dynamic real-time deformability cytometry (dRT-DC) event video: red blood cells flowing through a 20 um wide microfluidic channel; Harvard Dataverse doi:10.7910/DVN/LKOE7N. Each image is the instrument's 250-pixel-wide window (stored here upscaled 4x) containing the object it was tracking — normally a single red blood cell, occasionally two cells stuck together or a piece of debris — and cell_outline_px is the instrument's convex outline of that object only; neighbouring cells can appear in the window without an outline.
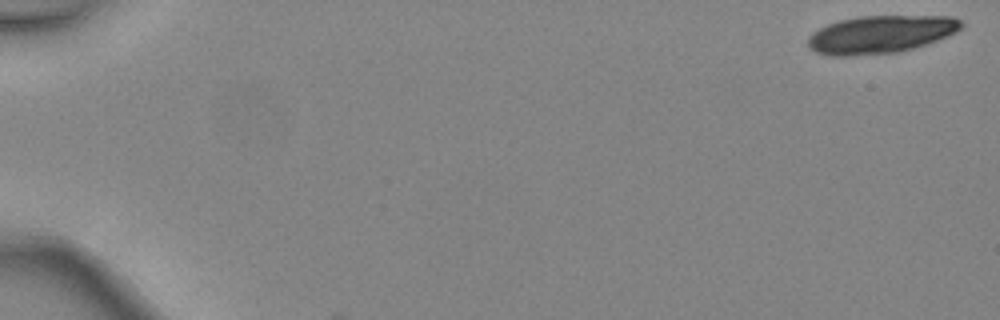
{"species": "common noctule bat (a hibernating species)", "species_latin": "Nyctalus noctula", "temperature_condition": "warm", "stored_images_in_passage": 4, "segment_of_instrument_passage": [2, 2], "camera_frame_rate_fps": 3000, "um_per_image_px": 0.085, "animal": {"sex": "female", "body_mass_g": 24.6, "forearm_length_mm": 56.2}, "frame": {"image": 1, "passage_image": 4, "time_ms": 1.0, "image_size_px": [1000, 320], "cell_outline_px": [[964, 28], [948, 36], [912, 48], [896, 52], [852, 56], [828, 56], [816, 52], [808, 48], [808, 36], [812, 32], [828, 24], [840, 20], [860, 16], [952, 16], [960, 20], [964, 24]], "centroid_in_image_um": [74.84, 2.92], "position_along_channel_um": 10.2, "area_um2": 33.81}}